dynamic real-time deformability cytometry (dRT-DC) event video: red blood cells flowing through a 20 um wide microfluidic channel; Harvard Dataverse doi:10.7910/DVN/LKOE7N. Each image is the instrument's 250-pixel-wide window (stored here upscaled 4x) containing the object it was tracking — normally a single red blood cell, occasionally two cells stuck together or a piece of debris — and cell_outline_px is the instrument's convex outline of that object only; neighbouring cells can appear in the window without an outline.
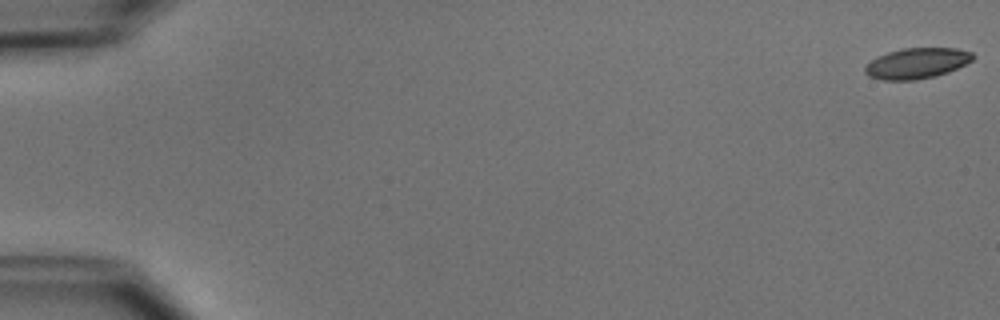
{"species": "common noctule bat (a hibernating species)", "species_latin": "Nyctalus noctula", "temperature_condition": "cold", "stored_images_in_passage": 9, "camera_frame_rate_fps": 3000, "um_per_image_px": 0.085, "animal": {"sex": "male", "body_mass_g": 15.6}, "frame": {"image": 1, "passage_image": 1, "time_ms": 0.0, "image_size_px": [1000, 320], "cell_outline_px": [[976, 56], [972, 60], [948, 72], [936, 76], [916, 80], [880, 80], [868, 76], [864, 72], [864, 68], [872, 60], [888, 52], [904, 48], [956, 48], [972, 52]], "centroid_in_image_um": [77.94, 5.38], "position_along_channel_um": 7.1, "area_um2": 19.19}}